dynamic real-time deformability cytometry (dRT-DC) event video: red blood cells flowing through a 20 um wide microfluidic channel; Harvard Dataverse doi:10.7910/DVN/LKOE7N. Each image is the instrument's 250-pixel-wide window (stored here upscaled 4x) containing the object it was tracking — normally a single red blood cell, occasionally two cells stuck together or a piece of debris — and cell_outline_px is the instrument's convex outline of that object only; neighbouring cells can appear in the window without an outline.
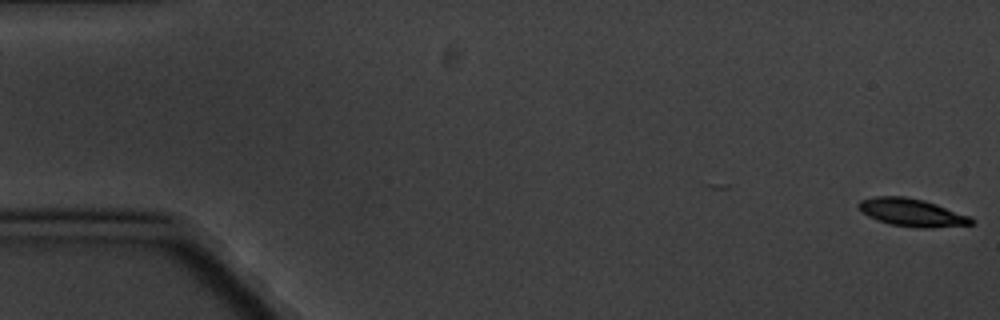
{"species": "common noctule bat (a hibernating species)", "species_latin": "Nyctalus noctula", "temperature_condition": "cold", "stored_images_in_passage": 5, "camera_frame_rate_fps": 3000, "um_per_image_px": 0.085, "animal": {"sex": "male", "body_mass_g": 20.1, "forearm_length_mm": 53.5}, "frame": {"image": 1, "passage_image": 1, "time_ms": 0.0, "image_size_px": [1000, 320], "cell_outline_px": [[976, 220], [972, 224], [928, 228], [920, 228], [892, 224], [868, 216], [856, 204], [860, 200], [876, 196], [904, 196], [924, 200], [972, 216]], "centroid_in_image_um": [77.56, 18.05], "position_along_channel_um": 7.4, "area_um2": 18.09}}
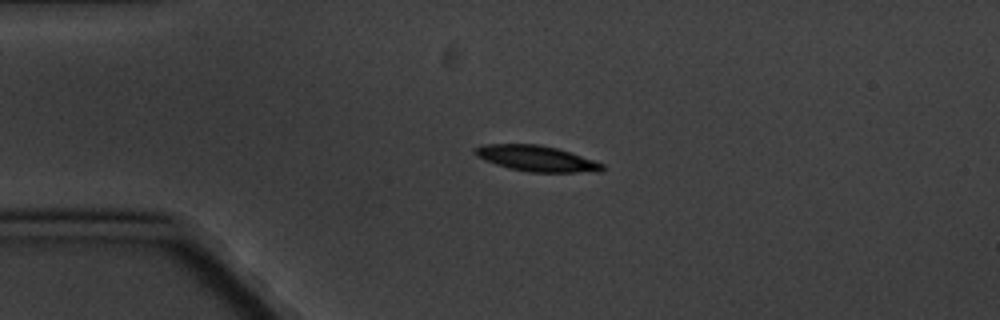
{"frame": {"image": 2, "passage_image": 5, "time_ms": 4.333, "image_size_px": [1000, 320], "cell_outline_px": [[604, 168], [600, 172], [528, 172], [508, 168], [484, 160], [476, 156], [472, 152], [472, 148], [480, 144], [536, 144], [556, 148], [604, 164]], "centroid_in_image_um": [45.51, 13.47], "position_along_channel_um": 39.5, "area_um2": 19.07}}